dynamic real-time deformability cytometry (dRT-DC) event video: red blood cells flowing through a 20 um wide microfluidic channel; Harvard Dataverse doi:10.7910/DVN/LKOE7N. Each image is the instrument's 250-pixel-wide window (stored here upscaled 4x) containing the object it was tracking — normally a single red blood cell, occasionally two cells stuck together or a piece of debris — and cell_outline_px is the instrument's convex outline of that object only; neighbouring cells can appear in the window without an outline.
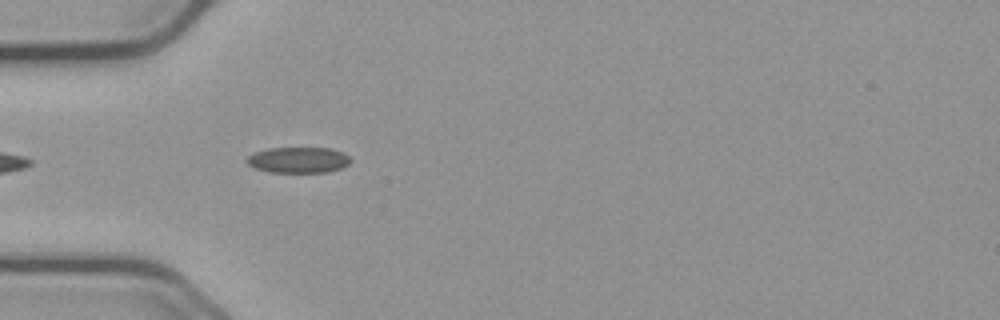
{"species": "common noctule bat (a hibernating species)", "species_latin": "Nyctalus noctula", "temperature_condition": "cold", "stored_images_in_passage": 8, "camera_frame_rate_fps": 3000, "um_per_image_px": 0.085, "animal": {"sex": "male", "body_mass_g": 23.1, "forearm_length_mm": 52.7}, "frame": {"image": 1, "passage_image": 4, "time_ms": 1.0, "image_size_px": [1000, 320], "cell_outline_px": [[352, 160], [344, 168], [328, 172], [268, 172], [256, 168], [248, 164], [244, 160], [248, 156], [256, 152], [268, 148], [332, 148], [344, 152]], "centroid_in_image_um": [25.39, 13.6], "position_along_channel_um": 59.6, "area_um2": 15.78}}
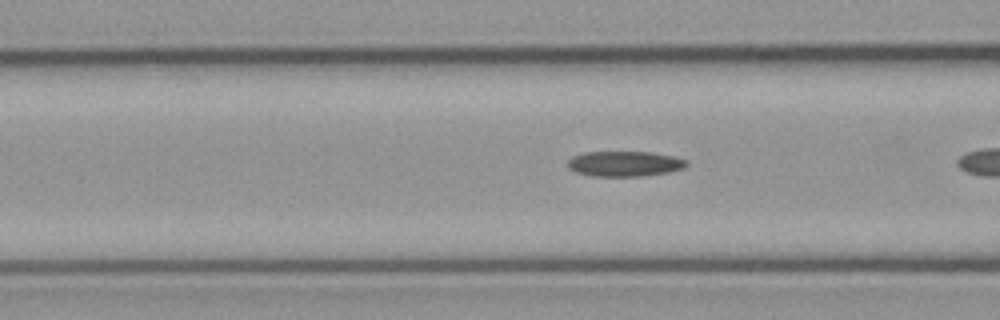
{"frame": {"image": 2, "passage_image": 6, "time_ms": 1.667, "image_size_px": [1000, 320], "cell_outline_px": [[688, 164], [684, 168], [668, 172], [644, 176], [592, 176], [576, 172], [568, 168], [568, 160], [572, 156], [584, 152], [652, 152], [672, 156], [684, 160]], "centroid_in_image_um": [53.06, 13.92], "position_along_channel_um": 113.5, "area_um2": 17.46}}